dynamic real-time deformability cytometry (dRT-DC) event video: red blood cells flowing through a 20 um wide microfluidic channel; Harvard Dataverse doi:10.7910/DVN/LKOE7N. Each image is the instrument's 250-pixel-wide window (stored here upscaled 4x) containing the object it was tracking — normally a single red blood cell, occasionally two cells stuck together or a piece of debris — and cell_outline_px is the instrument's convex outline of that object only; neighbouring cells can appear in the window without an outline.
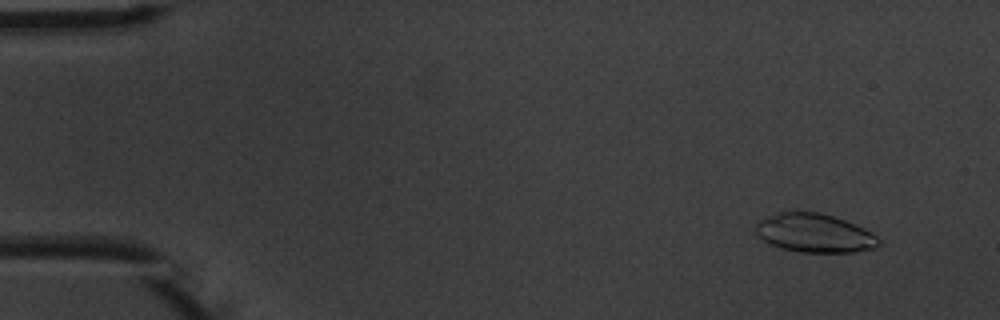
{"species": "common noctule bat (a hibernating species)", "species_latin": "Nyctalus noctula", "temperature_condition": "warm", "stored_images_in_passage": 4, "camera_frame_rate_fps": 3000, "um_per_image_px": 0.085, "animal": {"sex": "male", "body_mass_g": 20.1, "forearm_length_mm": 53.5}, "frame": {"image": 1, "passage_image": 1, "time_ms": 0.0, "image_size_px": [1000, 320], "cell_outline_px": [[880, 244], [876, 248], [852, 252], [800, 252], [784, 248], [772, 244], [764, 240], [756, 232], [756, 220], [780, 212], [820, 212], [844, 220], [864, 228], [876, 236], [880, 240]], "centroid_in_image_um": [69.24, 19.81], "position_along_channel_um": 15.8, "area_um2": 27.46}}
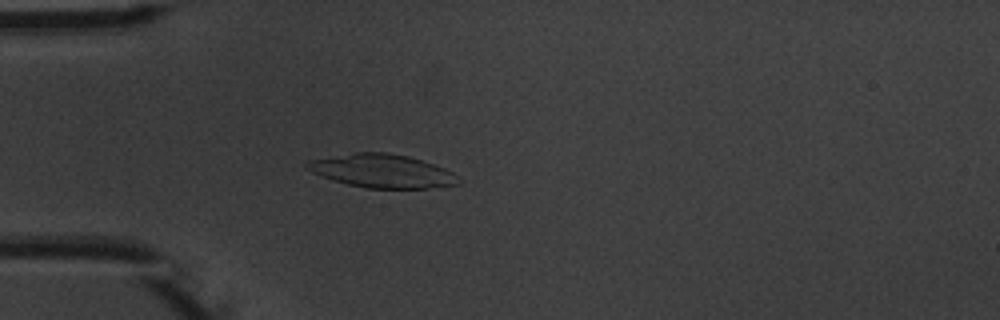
{"frame": {"image": 2, "passage_image": 4, "time_ms": 3.667, "image_size_px": [1000, 320], "cell_outline_px": [[464, 180], [460, 184], [424, 188], [368, 188], [348, 184], [332, 180], [312, 172], [304, 168], [304, 164], [308, 160], [356, 152], [388, 152], [408, 156], [444, 168], [452, 172]], "centroid_in_image_um": [32.47, 14.53], "position_along_channel_um": 52.5, "area_um2": 29.48}}